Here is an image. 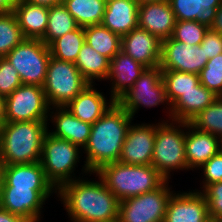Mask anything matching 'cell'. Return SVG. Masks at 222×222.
<instances>
[{"instance_id": "obj_1", "label": "cell", "mask_w": 222, "mask_h": 222, "mask_svg": "<svg viewBox=\"0 0 222 222\" xmlns=\"http://www.w3.org/2000/svg\"><path fill=\"white\" fill-rule=\"evenodd\" d=\"M75 179L57 191L72 222H117L119 200L98 181Z\"/></svg>"}, {"instance_id": "obj_2", "label": "cell", "mask_w": 222, "mask_h": 222, "mask_svg": "<svg viewBox=\"0 0 222 222\" xmlns=\"http://www.w3.org/2000/svg\"><path fill=\"white\" fill-rule=\"evenodd\" d=\"M133 118L117 102L94 124L84 147V173L94 174L102 166L118 162Z\"/></svg>"}, {"instance_id": "obj_3", "label": "cell", "mask_w": 222, "mask_h": 222, "mask_svg": "<svg viewBox=\"0 0 222 222\" xmlns=\"http://www.w3.org/2000/svg\"><path fill=\"white\" fill-rule=\"evenodd\" d=\"M47 121L6 122L0 129V159L4 165L40 162Z\"/></svg>"}, {"instance_id": "obj_4", "label": "cell", "mask_w": 222, "mask_h": 222, "mask_svg": "<svg viewBox=\"0 0 222 222\" xmlns=\"http://www.w3.org/2000/svg\"><path fill=\"white\" fill-rule=\"evenodd\" d=\"M119 201L151 192L166 179L152 165L109 163L95 172Z\"/></svg>"}, {"instance_id": "obj_5", "label": "cell", "mask_w": 222, "mask_h": 222, "mask_svg": "<svg viewBox=\"0 0 222 222\" xmlns=\"http://www.w3.org/2000/svg\"><path fill=\"white\" fill-rule=\"evenodd\" d=\"M169 122L167 120L158 123L152 155V166L166 180H169L171 176L170 171L188 170L185 152V130L180 128L185 129L186 122H173V120L172 123Z\"/></svg>"}, {"instance_id": "obj_6", "label": "cell", "mask_w": 222, "mask_h": 222, "mask_svg": "<svg viewBox=\"0 0 222 222\" xmlns=\"http://www.w3.org/2000/svg\"><path fill=\"white\" fill-rule=\"evenodd\" d=\"M88 85L73 62L50 57L42 87L49 107H65Z\"/></svg>"}, {"instance_id": "obj_7", "label": "cell", "mask_w": 222, "mask_h": 222, "mask_svg": "<svg viewBox=\"0 0 222 222\" xmlns=\"http://www.w3.org/2000/svg\"><path fill=\"white\" fill-rule=\"evenodd\" d=\"M79 146L47 133L42 146L40 163L47 180L58 190L74 180L75 165L79 162ZM73 174V175H71Z\"/></svg>"}, {"instance_id": "obj_8", "label": "cell", "mask_w": 222, "mask_h": 222, "mask_svg": "<svg viewBox=\"0 0 222 222\" xmlns=\"http://www.w3.org/2000/svg\"><path fill=\"white\" fill-rule=\"evenodd\" d=\"M51 54L41 39L25 38L5 58L19 74L22 84L43 87Z\"/></svg>"}, {"instance_id": "obj_9", "label": "cell", "mask_w": 222, "mask_h": 222, "mask_svg": "<svg viewBox=\"0 0 222 222\" xmlns=\"http://www.w3.org/2000/svg\"><path fill=\"white\" fill-rule=\"evenodd\" d=\"M133 118L137 110L157 105L169 106V120H171V106L167 99L165 85L162 79L161 67L146 68L133 86L116 101Z\"/></svg>"}, {"instance_id": "obj_10", "label": "cell", "mask_w": 222, "mask_h": 222, "mask_svg": "<svg viewBox=\"0 0 222 222\" xmlns=\"http://www.w3.org/2000/svg\"><path fill=\"white\" fill-rule=\"evenodd\" d=\"M166 180L156 190L119 202L117 222H163L168 201L174 191H170Z\"/></svg>"}, {"instance_id": "obj_11", "label": "cell", "mask_w": 222, "mask_h": 222, "mask_svg": "<svg viewBox=\"0 0 222 222\" xmlns=\"http://www.w3.org/2000/svg\"><path fill=\"white\" fill-rule=\"evenodd\" d=\"M5 102L6 122L48 121L50 107L40 86L22 84Z\"/></svg>"}, {"instance_id": "obj_12", "label": "cell", "mask_w": 222, "mask_h": 222, "mask_svg": "<svg viewBox=\"0 0 222 222\" xmlns=\"http://www.w3.org/2000/svg\"><path fill=\"white\" fill-rule=\"evenodd\" d=\"M52 193L57 194V190L2 187L0 207L30 222H39L43 204Z\"/></svg>"}, {"instance_id": "obj_13", "label": "cell", "mask_w": 222, "mask_h": 222, "mask_svg": "<svg viewBox=\"0 0 222 222\" xmlns=\"http://www.w3.org/2000/svg\"><path fill=\"white\" fill-rule=\"evenodd\" d=\"M208 58L201 46H193L174 40L161 41V70H176L199 75Z\"/></svg>"}, {"instance_id": "obj_14", "label": "cell", "mask_w": 222, "mask_h": 222, "mask_svg": "<svg viewBox=\"0 0 222 222\" xmlns=\"http://www.w3.org/2000/svg\"><path fill=\"white\" fill-rule=\"evenodd\" d=\"M157 124L130 125L119 162L130 165H152Z\"/></svg>"}, {"instance_id": "obj_15", "label": "cell", "mask_w": 222, "mask_h": 222, "mask_svg": "<svg viewBox=\"0 0 222 222\" xmlns=\"http://www.w3.org/2000/svg\"><path fill=\"white\" fill-rule=\"evenodd\" d=\"M163 222H211L205 196L194 190L172 194Z\"/></svg>"}, {"instance_id": "obj_16", "label": "cell", "mask_w": 222, "mask_h": 222, "mask_svg": "<svg viewBox=\"0 0 222 222\" xmlns=\"http://www.w3.org/2000/svg\"><path fill=\"white\" fill-rule=\"evenodd\" d=\"M176 22L168 0L139 4L138 27L147 30L160 41L172 37Z\"/></svg>"}, {"instance_id": "obj_17", "label": "cell", "mask_w": 222, "mask_h": 222, "mask_svg": "<svg viewBox=\"0 0 222 222\" xmlns=\"http://www.w3.org/2000/svg\"><path fill=\"white\" fill-rule=\"evenodd\" d=\"M121 51L146 68L160 65L161 41L140 27L122 36Z\"/></svg>"}, {"instance_id": "obj_18", "label": "cell", "mask_w": 222, "mask_h": 222, "mask_svg": "<svg viewBox=\"0 0 222 222\" xmlns=\"http://www.w3.org/2000/svg\"><path fill=\"white\" fill-rule=\"evenodd\" d=\"M145 70V66L124 52H118L109 61V71L106 77V80L112 82L110 97L116 102L133 86Z\"/></svg>"}, {"instance_id": "obj_19", "label": "cell", "mask_w": 222, "mask_h": 222, "mask_svg": "<svg viewBox=\"0 0 222 222\" xmlns=\"http://www.w3.org/2000/svg\"><path fill=\"white\" fill-rule=\"evenodd\" d=\"M186 129L188 131H185V152L188 169H200L211 157L219 153L220 138L198 130L187 122Z\"/></svg>"}, {"instance_id": "obj_20", "label": "cell", "mask_w": 222, "mask_h": 222, "mask_svg": "<svg viewBox=\"0 0 222 222\" xmlns=\"http://www.w3.org/2000/svg\"><path fill=\"white\" fill-rule=\"evenodd\" d=\"M56 109L55 113H52L48 116L52 119L53 125H55L56 129L54 131H48L54 137L68 140L69 142L83 148L86 146L89 136L91 134L92 124L83 122L80 119L76 118L70 111H68L65 107H53L49 108V110ZM54 114V115H53Z\"/></svg>"}, {"instance_id": "obj_21", "label": "cell", "mask_w": 222, "mask_h": 222, "mask_svg": "<svg viewBox=\"0 0 222 222\" xmlns=\"http://www.w3.org/2000/svg\"><path fill=\"white\" fill-rule=\"evenodd\" d=\"M93 86L95 85H88L77 97L65 106L76 118L90 124H94L115 103L112 98L107 102L108 100H106L104 94L95 90Z\"/></svg>"}, {"instance_id": "obj_22", "label": "cell", "mask_w": 222, "mask_h": 222, "mask_svg": "<svg viewBox=\"0 0 222 222\" xmlns=\"http://www.w3.org/2000/svg\"><path fill=\"white\" fill-rule=\"evenodd\" d=\"M139 3L136 0H113L106 3L101 25L121 37L138 27Z\"/></svg>"}, {"instance_id": "obj_23", "label": "cell", "mask_w": 222, "mask_h": 222, "mask_svg": "<svg viewBox=\"0 0 222 222\" xmlns=\"http://www.w3.org/2000/svg\"><path fill=\"white\" fill-rule=\"evenodd\" d=\"M3 187L55 189L40 162L5 165Z\"/></svg>"}, {"instance_id": "obj_24", "label": "cell", "mask_w": 222, "mask_h": 222, "mask_svg": "<svg viewBox=\"0 0 222 222\" xmlns=\"http://www.w3.org/2000/svg\"><path fill=\"white\" fill-rule=\"evenodd\" d=\"M217 98V95L199 83L194 90L185 92L171 105V118L173 121L189 123Z\"/></svg>"}, {"instance_id": "obj_25", "label": "cell", "mask_w": 222, "mask_h": 222, "mask_svg": "<svg viewBox=\"0 0 222 222\" xmlns=\"http://www.w3.org/2000/svg\"><path fill=\"white\" fill-rule=\"evenodd\" d=\"M24 38L42 39L46 33L49 8L20 0L12 11Z\"/></svg>"}, {"instance_id": "obj_26", "label": "cell", "mask_w": 222, "mask_h": 222, "mask_svg": "<svg viewBox=\"0 0 222 222\" xmlns=\"http://www.w3.org/2000/svg\"><path fill=\"white\" fill-rule=\"evenodd\" d=\"M177 21H196L210 28L222 0H168Z\"/></svg>"}, {"instance_id": "obj_27", "label": "cell", "mask_w": 222, "mask_h": 222, "mask_svg": "<svg viewBox=\"0 0 222 222\" xmlns=\"http://www.w3.org/2000/svg\"><path fill=\"white\" fill-rule=\"evenodd\" d=\"M84 34L85 43L109 60L121 51L122 37L101 24L84 27Z\"/></svg>"}, {"instance_id": "obj_28", "label": "cell", "mask_w": 222, "mask_h": 222, "mask_svg": "<svg viewBox=\"0 0 222 222\" xmlns=\"http://www.w3.org/2000/svg\"><path fill=\"white\" fill-rule=\"evenodd\" d=\"M109 61L108 58L100 55L91 46L84 43L74 64L88 83L94 84L93 80L95 79L106 80Z\"/></svg>"}, {"instance_id": "obj_29", "label": "cell", "mask_w": 222, "mask_h": 222, "mask_svg": "<svg viewBox=\"0 0 222 222\" xmlns=\"http://www.w3.org/2000/svg\"><path fill=\"white\" fill-rule=\"evenodd\" d=\"M62 4L80 27L101 24L106 8L104 0H62Z\"/></svg>"}, {"instance_id": "obj_30", "label": "cell", "mask_w": 222, "mask_h": 222, "mask_svg": "<svg viewBox=\"0 0 222 222\" xmlns=\"http://www.w3.org/2000/svg\"><path fill=\"white\" fill-rule=\"evenodd\" d=\"M77 27L75 19L62 3L54 5L49 7L47 29L41 41L49 46L55 39L75 30Z\"/></svg>"}, {"instance_id": "obj_31", "label": "cell", "mask_w": 222, "mask_h": 222, "mask_svg": "<svg viewBox=\"0 0 222 222\" xmlns=\"http://www.w3.org/2000/svg\"><path fill=\"white\" fill-rule=\"evenodd\" d=\"M84 43V27L78 26L75 30L55 39L49 45L50 54L56 59L75 63Z\"/></svg>"}, {"instance_id": "obj_32", "label": "cell", "mask_w": 222, "mask_h": 222, "mask_svg": "<svg viewBox=\"0 0 222 222\" xmlns=\"http://www.w3.org/2000/svg\"><path fill=\"white\" fill-rule=\"evenodd\" d=\"M162 79L170 106L200 83L199 75L176 70H162Z\"/></svg>"}, {"instance_id": "obj_33", "label": "cell", "mask_w": 222, "mask_h": 222, "mask_svg": "<svg viewBox=\"0 0 222 222\" xmlns=\"http://www.w3.org/2000/svg\"><path fill=\"white\" fill-rule=\"evenodd\" d=\"M198 130L222 137V97H218L206 109L189 122Z\"/></svg>"}, {"instance_id": "obj_34", "label": "cell", "mask_w": 222, "mask_h": 222, "mask_svg": "<svg viewBox=\"0 0 222 222\" xmlns=\"http://www.w3.org/2000/svg\"><path fill=\"white\" fill-rule=\"evenodd\" d=\"M24 39L15 14L0 15V57H5Z\"/></svg>"}, {"instance_id": "obj_35", "label": "cell", "mask_w": 222, "mask_h": 222, "mask_svg": "<svg viewBox=\"0 0 222 222\" xmlns=\"http://www.w3.org/2000/svg\"><path fill=\"white\" fill-rule=\"evenodd\" d=\"M200 83L218 97H222V54L209 59L199 73Z\"/></svg>"}, {"instance_id": "obj_36", "label": "cell", "mask_w": 222, "mask_h": 222, "mask_svg": "<svg viewBox=\"0 0 222 222\" xmlns=\"http://www.w3.org/2000/svg\"><path fill=\"white\" fill-rule=\"evenodd\" d=\"M208 27L196 21H177L172 38L185 44L199 46Z\"/></svg>"}, {"instance_id": "obj_37", "label": "cell", "mask_w": 222, "mask_h": 222, "mask_svg": "<svg viewBox=\"0 0 222 222\" xmlns=\"http://www.w3.org/2000/svg\"><path fill=\"white\" fill-rule=\"evenodd\" d=\"M22 85L18 72L5 58L0 57V95L7 97Z\"/></svg>"}, {"instance_id": "obj_38", "label": "cell", "mask_w": 222, "mask_h": 222, "mask_svg": "<svg viewBox=\"0 0 222 222\" xmlns=\"http://www.w3.org/2000/svg\"><path fill=\"white\" fill-rule=\"evenodd\" d=\"M195 191L201 192L205 196L210 220L222 218V181L212 183L204 190Z\"/></svg>"}, {"instance_id": "obj_39", "label": "cell", "mask_w": 222, "mask_h": 222, "mask_svg": "<svg viewBox=\"0 0 222 222\" xmlns=\"http://www.w3.org/2000/svg\"><path fill=\"white\" fill-rule=\"evenodd\" d=\"M203 170V190L210 184L222 181V154H218L211 157L201 167Z\"/></svg>"}, {"instance_id": "obj_40", "label": "cell", "mask_w": 222, "mask_h": 222, "mask_svg": "<svg viewBox=\"0 0 222 222\" xmlns=\"http://www.w3.org/2000/svg\"><path fill=\"white\" fill-rule=\"evenodd\" d=\"M200 46L204 49L208 60L222 54V34L214 32L212 29L208 28Z\"/></svg>"}, {"instance_id": "obj_41", "label": "cell", "mask_w": 222, "mask_h": 222, "mask_svg": "<svg viewBox=\"0 0 222 222\" xmlns=\"http://www.w3.org/2000/svg\"><path fill=\"white\" fill-rule=\"evenodd\" d=\"M0 222H30L22 216H18L0 207Z\"/></svg>"}, {"instance_id": "obj_42", "label": "cell", "mask_w": 222, "mask_h": 222, "mask_svg": "<svg viewBox=\"0 0 222 222\" xmlns=\"http://www.w3.org/2000/svg\"><path fill=\"white\" fill-rule=\"evenodd\" d=\"M210 29H212L214 32L222 34V4L217 8V12Z\"/></svg>"}, {"instance_id": "obj_43", "label": "cell", "mask_w": 222, "mask_h": 222, "mask_svg": "<svg viewBox=\"0 0 222 222\" xmlns=\"http://www.w3.org/2000/svg\"><path fill=\"white\" fill-rule=\"evenodd\" d=\"M20 0H0V15L10 13Z\"/></svg>"}, {"instance_id": "obj_44", "label": "cell", "mask_w": 222, "mask_h": 222, "mask_svg": "<svg viewBox=\"0 0 222 222\" xmlns=\"http://www.w3.org/2000/svg\"><path fill=\"white\" fill-rule=\"evenodd\" d=\"M6 123V102L5 97L0 95V129Z\"/></svg>"}, {"instance_id": "obj_45", "label": "cell", "mask_w": 222, "mask_h": 222, "mask_svg": "<svg viewBox=\"0 0 222 222\" xmlns=\"http://www.w3.org/2000/svg\"><path fill=\"white\" fill-rule=\"evenodd\" d=\"M24 1L45 6L48 8L62 3V0H24Z\"/></svg>"}, {"instance_id": "obj_46", "label": "cell", "mask_w": 222, "mask_h": 222, "mask_svg": "<svg viewBox=\"0 0 222 222\" xmlns=\"http://www.w3.org/2000/svg\"><path fill=\"white\" fill-rule=\"evenodd\" d=\"M4 164L0 159V197H1V191L3 187V181H4Z\"/></svg>"}, {"instance_id": "obj_47", "label": "cell", "mask_w": 222, "mask_h": 222, "mask_svg": "<svg viewBox=\"0 0 222 222\" xmlns=\"http://www.w3.org/2000/svg\"><path fill=\"white\" fill-rule=\"evenodd\" d=\"M139 4L146 3V2H155V1H164V0H136Z\"/></svg>"}, {"instance_id": "obj_48", "label": "cell", "mask_w": 222, "mask_h": 222, "mask_svg": "<svg viewBox=\"0 0 222 222\" xmlns=\"http://www.w3.org/2000/svg\"><path fill=\"white\" fill-rule=\"evenodd\" d=\"M219 152L222 154V137L220 138V147H219Z\"/></svg>"}, {"instance_id": "obj_49", "label": "cell", "mask_w": 222, "mask_h": 222, "mask_svg": "<svg viewBox=\"0 0 222 222\" xmlns=\"http://www.w3.org/2000/svg\"><path fill=\"white\" fill-rule=\"evenodd\" d=\"M211 222H222V218L213 219Z\"/></svg>"}, {"instance_id": "obj_50", "label": "cell", "mask_w": 222, "mask_h": 222, "mask_svg": "<svg viewBox=\"0 0 222 222\" xmlns=\"http://www.w3.org/2000/svg\"><path fill=\"white\" fill-rule=\"evenodd\" d=\"M106 3L110 2V1H113V0H104Z\"/></svg>"}]
</instances>
